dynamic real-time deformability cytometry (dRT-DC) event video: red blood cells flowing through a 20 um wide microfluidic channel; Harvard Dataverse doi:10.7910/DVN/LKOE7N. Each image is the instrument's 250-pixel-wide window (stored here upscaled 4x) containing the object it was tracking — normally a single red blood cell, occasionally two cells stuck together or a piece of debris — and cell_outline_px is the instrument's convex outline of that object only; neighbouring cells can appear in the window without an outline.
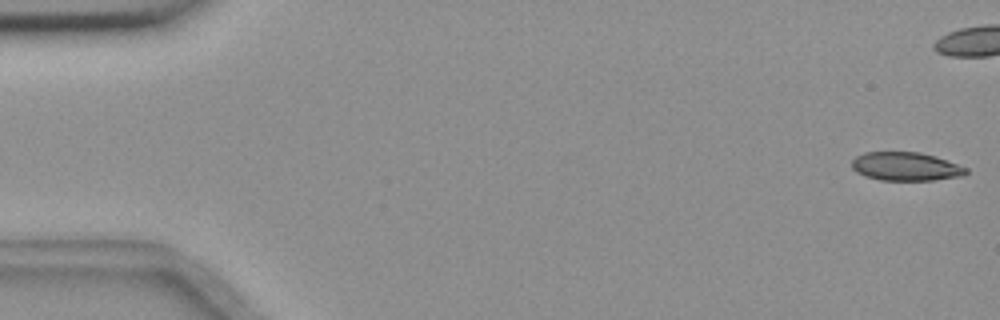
{"species": "common noctule bat (a hibernating species)", "species_latin": "Nyctalus noctula", "temperature_condition": "room temperature", "stored_images_in_passage": 7, "camera_frame_rate_fps": 3000, "um_per_image_px": 0.085, "animal": {"sex": "female", "body_mass_g": 18.4}, "frame": {"image": 1, "passage_image": 1, "time_ms": 0.0, "image_size_px": [1000, 320], "cell_outline_px": [[968, 172], [964, 176], [932, 180], [880, 180], [864, 176], [856, 172], [852, 168], [852, 160], [856, 156], [864, 152], [920, 152], [936, 156], [968, 168]], "centroid_in_image_um": [76.99, 14.15], "position_along_channel_um": 8.0, "area_um2": 19.13}}
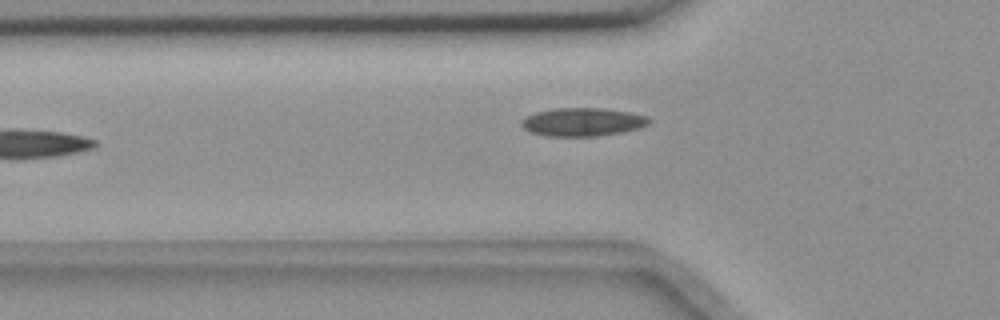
{"frame": {"image": 2, "passage_image": 6, "time_ms": 1.667, "image_size_px": [1000, 320], "cell_outline_px": [[652, 120], [648, 124], [640, 128], [620, 132], [596, 136], [548, 136], [532, 132], [524, 128], [520, 124], [520, 120], [536, 112], [556, 108], [604, 108], [628, 112], [648, 116]], "centroid_in_image_um": [49.54, 10.36], "position_along_channel_um": 76.3, "area_um2": 20.92}}
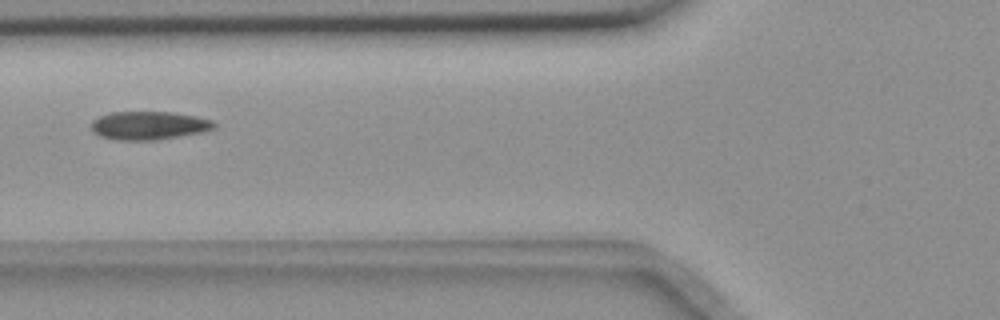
{"frame": {"image": 3, "passage_image": 7, "time_ms": 2.0, "image_size_px": [1000, 320], "cell_outline_px": [[216, 128], [204, 132], [156, 140], [112, 140], [100, 136], [92, 132], [92, 120], [100, 116], [112, 112], [172, 112], [196, 116], [212, 120], [216, 124]], "centroid_in_image_um": [12.66, 10.67], "position_along_channel_um": 113.1, "area_um2": 20.46}}